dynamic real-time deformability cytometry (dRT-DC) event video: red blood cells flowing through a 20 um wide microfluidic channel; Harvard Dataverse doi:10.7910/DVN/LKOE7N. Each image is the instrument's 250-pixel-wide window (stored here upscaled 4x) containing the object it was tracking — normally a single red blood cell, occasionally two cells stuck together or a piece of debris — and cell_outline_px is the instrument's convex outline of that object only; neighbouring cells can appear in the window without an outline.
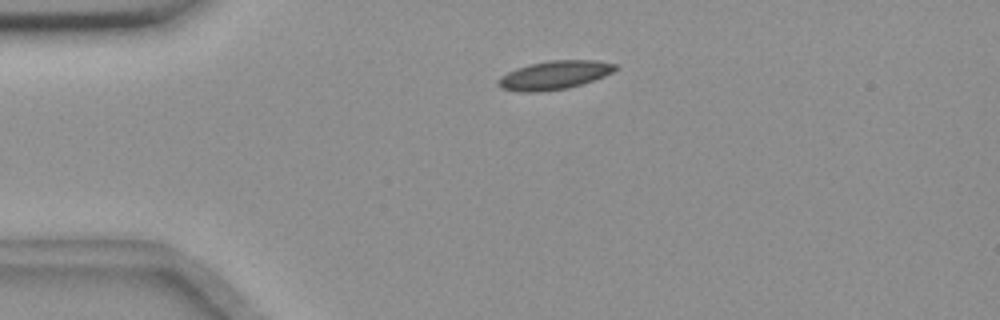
{"species": "common noctule bat (a hibernating species)", "species_latin": "Nyctalus noctula", "temperature_condition": "room temperature", "stored_images_in_passage": 3, "camera_frame_rate_fps": 3000, "um_per_image_px": 0.085, "animal": {"sex": "female", "body_mass_g": 18.4}, "frame": {"image": 1, "passage_image": 2, "time_ms": 2.0, "image_size_px": [1000, 320], "cell_outline_px": [[620, 68], [604, 76], [568, 88], [540, 92], [520, 92], [500, 88], [496, 84], [496, 80], [500, 76], [516, 68], [528, 64], [548, 60], [596, 60], [616, 64]], "centroid_in_image_um": [47.08, 6.38], "position_along_channel_um": 37.9, "area_um2": 19.71}}